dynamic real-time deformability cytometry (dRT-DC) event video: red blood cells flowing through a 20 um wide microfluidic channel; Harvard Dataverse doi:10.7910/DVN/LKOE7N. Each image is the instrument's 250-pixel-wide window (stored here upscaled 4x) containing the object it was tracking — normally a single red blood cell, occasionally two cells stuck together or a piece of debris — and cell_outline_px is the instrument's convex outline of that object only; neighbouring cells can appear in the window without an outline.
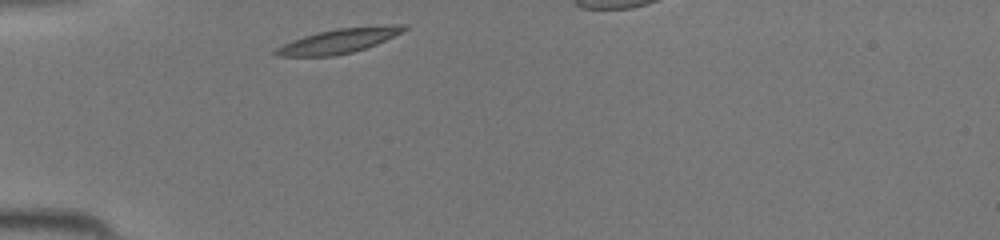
{"species": "common noctule bat (a hibernating species)", "species_latin": "Nyctalus noctula", "temperature_condition": "room temperature", "stored_images_in_passage": 27, "camera_frame_rate_fps": 3000, "um_per_image_px": 0.085, "animal": {"sex": "female", "body_mass_g": 19.5, "forearm_length_mm": 54.1}, "frame": {"image": 1, "passage_image": 1, "time_ms": 0.0, "image_size_px": [1000, 240], "cell_outline_px": [[408, 28], [376, 44], [352, 52], [332, 56], [276, 56], [272, 52], [276, 48], [292, 40], [316, 32], [336, 28], [388, 24], [408, 24]], "centroid_in_image_um": [28.79, 3.45], "position_along_channel_um": 56.2, "area_um2": 18.32}}
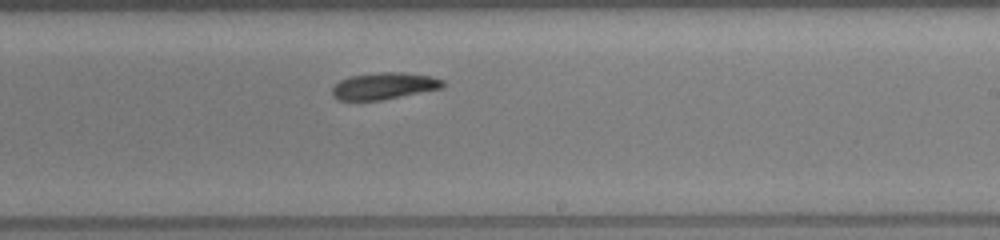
{"frame": {"image": 2, "passage_image": 15, "time_ms": 4.667, "image_size_px": [1000, 240], "cell_outline_px": [[444, 88], [380, 100], [340, 100], [332, 96], [332, 88], [340, 80], [352, 76], [380, 72], [400, 72], [432, 76], [444, 80]], "centroid_in_image_um": [32.67, 7.3], "position_along_channel_um": 256.3, "area_um2": 17.17}}
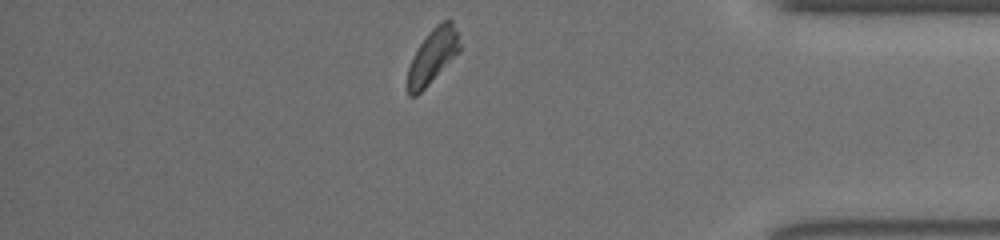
{"frame": {"image": 3, "passage_image": 26, "time_ms": 8.333, "image_size_px": [1000, 240], "cell_outline_px": [[460, 52], [416, 96], [408, 96], [408, 68], [420, 44], [428, 32], [440, 20], [452, 20], [460, 44]], "centroid_in_image_um": [36.79, 4.75], "position_along_channel_um": 398.4, "area_um2": 16.18}}